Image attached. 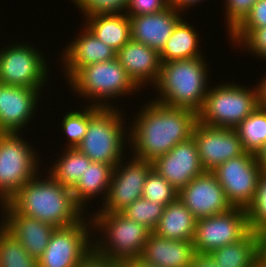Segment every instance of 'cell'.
I'll return each instance as SVG.
<instances>
[{
  "label": "cell",
  "mask_w": 266,
  "mask_h": 267,
  "mask_svg": "<svg viewBox=\"0 0 266 267\" xmlns=\"http://www.w3.org/2000/svg\"><path fill=\"white\" fill-rule=\"evenodd\" d=\"M149 100L141 107L134 121H130L132 125L126 124L129 126L127 146H130V152L134 151L131 152L134 158L153 162L176 144L192 137L198 113Z\"/></svg>",
  "instance_id": "obj_1"
},
{
  "label": "cell",
  "mask_w": 266,
  "mask_h": 267,
  "mask_svg": "<svg viewBox=\"0 0 266 267\" xmlns=\"http://www.w3.org/2000/svg\"><path fill=\"white\" fill-rule=\"evenodd\" d=\"M41 171L29 180L7 203L18 213L49 223L55 228L81 221L84 210L76 203L70 188Z\"/></svg>",
  "instance_id": "obj_2"
},
{
  "label": "cell",
  "mask_w": 266,
  "mask_h": 267,
  "mask_svg": "<svg viewBox=\"0 0 266 267\" xmlns=\"http://www.w3.org/2000/svg\"><path fill=\"white\" fill-rule=\"evenodd\" d=\"M207 63L204 56L161 63L158 81L153 86L158 99L153 98V101L198 113L209 89Z\"/></svg>",
  "instance_id": "obj_3"
},
{
  "label": "cell",
  "mask_w": 266,
  "mask_h": 267,
  "mask_svg": "<svg viewBox=\"0 0 266 267\" xmlns=\"http://www.w3.org/2000/svg\"><path fill=\"white\" fill-rule=\"evenodd\" d=\"M121 112L122 109L118 107L102 108L88 105L87 132L76 148L92 162L110 164L114 167L128 154L125 153L124 147L125 142L129 141V126L126 128V117H123L126 114Z\"/></svg>",
  "instance_id": "obj_4"
},
{
  "label": "cell",
  "mask_w": 266,
  "mask_h": 267,
  "mask_svg": "<svg viewBox=\"0 0 266 267\" xmlns=\"http://www.w3.org/2000/svg\"><path fill=\"white\" fill-rule=\"evenodd\" d=\"M67 84L72 91L75 90L74 92L81 97L80 99L83 97L89 105L102 108L117 107L119 105H114L117 97L119 100L122 96H131L141 91L117 58L80 68L67 81Z\"/></svg>",
  "instance_id": "obj_5"
},
{
  "label": "cell",
  "mask_w": 266,
  "mask_h": 267,
  "mask_svg": "<svg viewBox=\"0 0 266 267\" xmlns=\"http://www.w3.org/2000/svg\"><path fill=\"white\" fill-rule=\"evenodd\" d=\"M91 220L93 232L99 233L93 234V248L99 254L123 264L140 257L151 233L148 228L122 213L94 212Z\"/></svg>",
  "instance_id": "obj_6"
},
{
  "label": "cell",
  "mask_w": 266,
  "mask_h": 267,
  "mask_svg": "<svg viewBox=\"0 0 266 267\" xmlns=\"http://www.w3.org/2000/svg\"><path fill=\"white\" fill-rule=\"evenodd\" d=\"M209 89L198 121L208 126L235 129L259 106L258 86L221 82ZM212 87V88H211Z\"/></svg>",
  "instance_id": "obj_7"
},
{
  "label": "cell",
  "mask_w": 266,
  "mask_h": 267,
  "mask_svg": "<svg viewBox=\"0 0 266 267\" xmlns=\"http://www.w3.org/2000/svg\"><path fill=\"white\" fill-rule=\"evenodd\" d=\"M25 139L21 133L0 132V204L42 171L40 155Z\"/></svg>",
  "instance_id": "obj_8"
},
{
  "label": "cell",
  "mask_w": 266,
  "mask_h": 267,
  "mask_svg": "<svg viewBox=\"0 0 266 267\" xmlns=\"http://www.w3.org/2000/svg\"><path fill=\"white\" fill-rule=\"evenodd\" d=\"M24 42L0 50V83L42 91L49 79L48 59L29 41Z\"/></svg>",
  "instance_id": "obj_9"
},
{
  "label": "cell",
  "mask_w": 266,
  "mask_h": 267,
  "mask_svg": "<svg viewBox=\"0 0 266 267\" xmlns=\"http://www.w3.org/2000/svg\"><path fill=\"white\" fill-rule=\"evenodd\" d=\"M67 227L56 228L43 255L39 267H78L93 249V226L90 213ZM90 217V218H89ZM89 218V220H88ZM87 219V220H86ZM91 230V231H90Z\"/></svg>",
  "instance_id": "obj_10"
},
{
  "label": "cell",
  "mask_w": 266,
  "mask_h": 267,
  "mask_svg": "<svg viewBox=\"0 0 266 267\" xmlns=\"http://www.w3.org/2000/svg\"><path fill=\"white\" fill-rule=\"evenodd\" d=\"M250 231L247 210L241 207L196 221L193 244L195 253L212 251L242 239Z\"/></svg>",
  "instance_id": "obj_11"
},
{
  "label": "cell",
  "mask_w": 266,
  "mask_h": 267,
  "mask_svg": "<svg viewBox=\"0 0 266 267\" xmlns=\"http://www.w3.org/2000/svg\"><path fill=\"white\" fill-rule=\"evenodd\" d=\"M212 172L233 207L246 209L253 202L261 173L256 154L245 152L222 163Z\"/></svg>",
  "instance_id": "obj_12"
},
{
  "label": "cell",
  "mask_w": 266,
  "mask_h": 267,
  "mask_svg": "<svg viewBox=\"0 0 266 267\" xmlns=\"http://www.w3.org/2000/svg\"><path fill=\"white\" fill-rule=\"evenodd\" d=\"M125 159L113 167L108 195L102 207L99 206L100 210L95 212L121 213L132 202L142 198L145 179L153 163L133 156Z\"/></svg>",
  "instance_id": "obj_13"
},
{
  "label": "cell",
  "mask_w": 266,
  "mask_h": 267,
  "mask_svg": "<svg viewBox=\"0 0 266 267\" xmlns=\"http://www.w3.org/2000/svg\"><path fill=\"white\" fill-rule=\"evenodd\" d=\"M192 137L205 171H213L227 160L246 152L235 129L208 126L197 121Z\"/></svg>",
  "instance_id": "obj_14"
},
{
  "label": "cell",
  "mask_w": 266,
  "mask_h": 267,
  "mask_svg": "<svg viewBox=\"0 0 266 267\" xmlns=\"http://www.w3.org/2000/svg\"><path fill=\"white\" fill-rule=\"evenodd\" d=\"M178 199L198 220L233 208L212 171H205L178 191Z\"/></svg>",
  "instance_id": "obj_15"
},
{
  "label": "cell",
  "mask_w": 266,
  "mask_h": 267,
  "mask_svg": "<svg viewBox=\"0 0 266 267\" xmlns=\"http://www.w3.org/2000/svg\"><path fill=\"white\" fill-rule=\"evenodd\" d=\"M42 92L0 83V132L22 133L35 117Z\"/></svg>",
  "instance_id": "obj_16"
},
{
  "label": "cell",
  "mask_w": 266,
  "mask_h": 267,
  "mask_svg": "<svg viewBox=\"0 0 266 267\" xmlns=\"http://www.w3.org/2000/svg\"><path fill=\"white\" fill-rule=\"evenodd\" d=\"M155 169L178 191L205 172L193 137L176 144L168 153L153 162Z\"/></svg>",
  "instance_id": "obj_17"
},
{
  "label": "cell",
  "mask_w": 266,
  "mask_h": 267,
  "mask_svg": "<svg viewBox=\"0 0 266 267\" xmlns=\"http://www.w3.org/2000/svg\"><path fill=\"white\" fill-rule=\"evenodd\" d=\"M0 208L3 215L0 224L21 243L30 256L38 260L56 228L16 212L7 202L0 204Z\"/></svg>",
  "instance_id": "obj_18"
},
{
  "label": "cell",
  "mask_w": 266,
  "mask_h": 267,
  "mask_svg": "<svg viewBox=\"0 0 266 267\" xmlns=\"http://www.w3.org/2000/svg\"><path fill=\"white\" fill-rule=\"evenodd\" d=\"M75 39L61 53V69L66 82L82 67L116 58L117 52L104 44L84 25ZM79 36V37H78ZM64 66V69H63Z\"/></svg>",
  "instance_id": "obj_19"
},
{
  "label": "cell",
  "mask_w": 266,
  "mask_h": 267,
  "mask_svg": "<svg viewBox=\"0 0 266 267\" xmlns=\"http://www.w3.org/2000/svg\"><path fill=\"white\" fill-rule=\"evenodd\" d=\"M182 11L171 4L161 12L131 17V40L157 50L165 47L177 23L183 18Z\"/></svg>",
  "instance_id": "obj_20"
},
{
  "label": "cell",
  "mask_w": 266,
  "mask_h": 267,
  "mask_svg": "<svg viewBox=\"0 0 266 267\" xmlns=\"http://www.w3.org/2000/svg\"><path fill=\"white\" fill-rule=\"evenodd\" d=\"M116 58L140 90L157 83L161 69L157 50L130 40L117 52Z\"/></svg>",
  "instance_id": "obj_21"
},
{
  "label": "cell",
  "mask_w": 266,
  "mask_h": 267,
  "mask_svg": "<svg viewBox=\"0 0 266 267\" xmlns=\"http://www.w3.org/2000/svg\"><path fill=\"white\" fill-rule=\"evenodd\" d=\"M195 254L192 241L171 240L151 232L140 257L159 267H190Z\"/></svg>",
  "instance_id": "obj_22"
},
{
  "label": "cell",
  "mask_w": 266,
  "mask_h": 267,
  "mask_svg": "<svg viewBox=\"0 0 266 267\" xmlns=\"http://www.w3.org/2000/svg\"><path fill=\"white\" fill-rule=\"evenodd\" d=\"M83 23L95 37L116 52L131 40L130 19L125 13L96 14L84 18Z\"/></svg>",
  "instance_id": "obj_23"
},
{
  "label": "cell",
  "mask_w": 266,
  "mask_h": 267,
  "mask_svg": "<svg viewBox=\"0 0 266 267\" xmlns=\"http://www.w3.org/2000/svg\"><path fill=\"white\" fill-rule=\"evenodd\" d=\"M112 172V165L92 162L89 167L86 168L84 173L81 174L78 183L72 189V193L76 203L84 210V212L85 210L88 211L87 207L89 205L87 204L90 203V200L93 199L95 202V197L98 198L101 196L103 202L99 205H102L105 202L109 192Z\"/></svg>",
  "instance_id": "obj_24"
},
{
  "label": "cell",
  "mask_w": 266,
  "mask_h": 267,
  "mask_svg": "<svg viewBox=\"0 0 266 267\" xmlns=\"http://www.w3.org/2000/svg\"><path fill=\"white\" fill-rule=\"evenodd\" d=\"M196 221L189 209L177 199L165 206L163 215L153 232L171 240L193 241Z\"/></svg>",
  "instance_id": "obj_25"
},
{
  "label": "cell",
  "mask_w": 266,
  "mask_h": 267,
  "mask_svg": "<svg viewBox=\"0 0 266 267\" xmlns=\"http://www.w3.org/2000/svg\"><path fill=\"white\" fill-rule=\"evenodd\" d=\"M186 20L188 19L182 18L175 26L172 35L160 52L161 63L204 56L200 37H198L199 32Z\"/></svg>",
  "instance_id": "obj_26"
},
{
  "label": "cell",
  "mask_w": 266,
  "mask_h": 267,
  "mask_svg": "<svg viewBox=\"0 0 266 267\" xmlns=\"http://www.w3.org/2000/svg\"><path fill=\"white\" fill-rule=\"evenodd\" d=\"M218 267H256L258 260L257 233L251 230L239 241L209 253Z\"/></svg>",
  "instance_id": "obj_27"
},
{
  "label": "cell",
  "mask_w": 266,
  "mask_h": 267,
  "mask_svg": "<svg viewBox=\"0 0 266 267\" xmlns=\"http://www.w3.org/2000/svg\"><path fill=\"white\" fill-rule=\"evenodd\" d=\"M62 155L56 162L50 164L48 174L63 186L71 190L78 183L81 174L84 173L87 167L92 163L91 159L80 152L77 148L62 149ZM53 165V166H52Z\"/></svg>",
  "instance_id": "obj_28"
},
{
  "label": "cell",
  "mask_w": 266,
  "mask_h": 267,
  "mask_svg": "<svg viewBox=\"0 0 266 267\" xmlns=\"http://www.w3.org/2000/svg\"><path fill=\"white\" fill-rule=\"evenodd\" d=\"M235 130L244 150L256 154L266 142V109L258 106Z\"/></svg>",
  "instance_id": "obj_29"
},
{
  "label": "cell",
  "mask_w": 266,
  "mask_h": 267,
  "mask_svg": "<svg viewBox=\"0 0 266 267\" xmlns=\"http://www.w3.org/2000/svg\"><path fill=\"white\" fill-rule=\"evenodd\" d=\"M0 267H39L21 243L0 224Z\"/></svg>",
  "instance_id": "obj_30"
},
{
  "label": "cell",
  "mask_w": 266,
  "mask_h": 267,
  "mask_svg": "<svg viewBox=\"0 0 266 267\" xmlns=\"http://www.w3.org/2000/svg\"><path fill=\"white\" fill-rule=\"evenodd\" d=\"M142 198L167 206L178 199V190L152 168L146 176Z\"/></svg>",
  "instance_id": "obj_31"
},
{
  "label": "cell",
  "mask_w": 266,
  "mask_h": 267,
  "mask_svg": "<svg viewBox=\"0 0 266 267\" xmlns=\"http://www.w3.org/2000/svg\"><path fill=\"white\" fill-rule=\"evenodd\" d=\"M164 208V205L140 198L132 202L121 213L153 232L163 215Z\"/></svg>",
  "instance_id": "obj_32"
},
{
  "label": "cell",
  "mask_w": 266,
  "mask_h": 267,
  "mask_svg": "<svg viewBox=\"0 0 266 267\" xmlns=\"http://www.w3.org/2000/svg\"><path fill=\"white\" fill-rule=\"evenodd\" d=\"M87 106L67 112L61 121V128L67 137L66 148H76L83 140L88 128V103ZM69 141V142H68Z\"/></svg>",
  "instance_id": "obj_33"
},
{
  "label": "cell",
  "mask_w": 266,
  "mask_h": 267,
  "mask_svg": "<svg viewBox=\"0 0 266 267\" xmlns=\"http://www.w3.org/2000/svg\"><path fill=\"white\" fill-rule=\"evenodd\" d=\"M246 210L250 230L254 233L266 231V173L263 171L259 175L254 200Z\"/></svg>",
  "instance_id": "obj_34"
},
{
  "label": "cell",
  "mask_w": 266,
  "mask_h": 267,
  "mask_svg": "<svg viewBox=\"0 0 266 267\" xmlns=\"http://www.w3.org/2000/svg\"><path fill=\"white\" fill-rule=\"evenodd\" d=\"M266 27V0H257L244 20L230 33L234 47L239 45L254 29Z\"/></svg>",
  "instance_id": "obj_35"
},
{
  "label": "cell",
  "mask_w": 266,
  "mask_h": 267,
  "mask_svg": "<svg viewBox=\"0 0 266 267\" xmlns=\"http://www.w3.org/2000/svg\"><path fill=\"white\" fill-rule=\"evenodd\" d=\"M82 11L83 17L96 14L125 13L129 0H71Z\"/></svg>",
  "instance_id": "obj_36"
},
{
  "label": "cell",
  "mask_w": 266,
  "mask_h": 267,
  "mask_svg": "<svg viewBox=\"0 0 266 267\" xmlns=\"http://www.w3.org/2000/svg\"><path fill=\"white\" fill-rule=\"evenodd\" d=\"M257 0H224L227 33H231L248 15ZM226 5V6H225Z\"/></svg>",
  "instance_id": "obj_37"
},
{
  "label": "cell",
  "mask_w": 266,
  "mask_h": 267,
  "mask_svg": "<svg viewBox=\"0 0 266 267\" xmlns=\"http://www.w3.org/2000/svg\"><path fill=\"white\" fill-rule=\"evenodd\" d=\"M241 46L243 51L266 61V27L254 29L237 47Z\"/></svg>",
  "instance_id": "obj_38"
},
{
  "label": "cell",
  "mask_w": 266,
  "mask_h": 267,
  "mask_svg": "<svg viewBox=\"0 0 266 267\" xmlns=\"http://www.w3.org/2000/svg\"><path fill=\"white\" fill-rule=\"evenodd\" d=\"M170 5V0H129L125 14L131 18L161 12Z\"/></svg>",
  "instance_id": "obj_39"
},
{
  "label": "cell",
  "mask_w": 266,
  "mask_h": 267,
  "mask_svg": "<svg viewBox=\"0 0 266 267\" xmlns=\"http://www.w3.org/2000/svg\"><path fill=\"white\" fill-rule=\"evenodd\" d=\"M122 263L99 254L94 248L83 258L78 267H119Z\"/></svg>",
  "instance_id": "obj_40"
},
{
  "label": "cell",
  "mask_w": 266,
  "mask_h": 267,
  "mask_svg": "<svg viewBox=\"0 0 266 267\" xmlns=\"http://www.w3.org/2000/svg\"><path fill=\"white\" fill-rule=\"evenodd\" d=\"M258 239V260L259 267H266V231L257 233Z\"/></svg>",
  "instance_id": "obj_41"
},
{
  "label": "cell",
  "mask_w": 266,
  "mask_h": 267,
  "mask_svg": "<svg viewBox=\"0 0 266 267\" xmlns=\"http://www.w3.org/2000/svg\"><path fill=\"white\" fill-rule=\"evenodd\" d=\"M190 267H218L209 254L196 253Z\"/></svg>",
  "instance_id": "obj_42"
},
{
  "label": "cell",
  "mask_w": 266,
  "mask_h": 267,
  "mask_svg": "<svg viewBox=\"0 0 266 267\" xmlns=\"http://www.w3.org/2000/svg\"><path fill=\"white\" fill-rule=\"evenodd\" d=\"M203 1L204 0H170V4L176 9L182 11V13L184 14V10H186L187 8L190 9V7L192 6L195 7L196 4L199 5V3L201 4Z\"/></svg>",
  "instance_id": "obj_43"
},
{
  "label": "cell",
  "mask_w": 266,
  "mask_h": 267,
  "mask_svg": "<svg viewBox=\"0 0 266 267\" xmlns=\"http://www.w3.org/2000/svg\"><path fill=\"white\" fill-rule=\"evenodd\" d=\"M256 85L258 86L259 106L266 109V76L264 75V77L260 79L259 83Z\"/></svg>",
  "instance_id": "obj_44"
},
{
  "label": "cell",
  "mask_w": 266,
  "mask_h": 267,
  "mask_svg": "<svg viewBox=\"0 0 266 267\" xmlns=\"http://www.w3.org/2000/svg\"><path fill=\"white\" fill-rule=\"evenodd\" d=\"M256 158L261 171L266 173V142L263 147L256 153Z\"/></svg>",
  "instance_id": "obj_45"
},
{
  "label": "cell",
  "mask_w": 266,
  "mask_h": 267,
  "mask_svg": "<svg viewBox=\"0 0 266 267\" xmlns=\"http://www.w3.org/2000/svg\"><path fill=\"white\" fill-rule=\"evenodd\" d=\"M125 264L128 267H159V266L154 265L152 263H148L147 261H145L141 257L127 261Z\"/></svg>",
  "instance_id": "obj_46"
},
{
  "label": "cell",
  "mask_w": 266,
  "mask_h": 267,
  "mask_svg": "<svg viewBox=\"0 0 266 267\" xmlns=\"http://www.w3.org/2000/svg\"><path fill=\"white\" fill-rule=\"evenodd\" d=\"M119 267H128L125 263L123 264H121Z\"/></svg>",
  "instance_id": "obj_47"
}]
</instances>
